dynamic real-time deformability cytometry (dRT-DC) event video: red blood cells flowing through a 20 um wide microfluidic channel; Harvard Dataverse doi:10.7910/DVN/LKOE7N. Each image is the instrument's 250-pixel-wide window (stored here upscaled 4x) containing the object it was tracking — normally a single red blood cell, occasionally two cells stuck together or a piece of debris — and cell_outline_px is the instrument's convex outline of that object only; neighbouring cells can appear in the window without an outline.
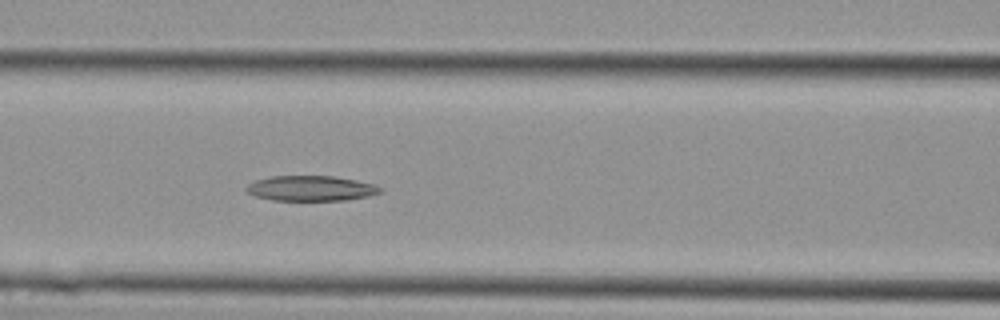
{"species": "Egyptian fruit bat (a non-hibernating species)", "species_latin": "Rousettus aegyptiacus", "temperature_condition": "cold", "stored_images_in_passage": 13, "camera_frame_rate_fps": 3000, "um_per_image_px": 0.085, "animal": {"sex": "female"}, "frame": {"image": 1, "passage_image": 13, "time_ms": 4.0, "image_size_px": [1000, 320], "cell_outline_px": [[384, 192], [368, 196], [348, 200], [272, 200], [256, 196], [248, 192], [244, 188], [248, 184], [256, 180], [272, 176], [332, 176], [356, 180], [372, 184], [384, 188]], "centroid_in_image_um": [26.46, 16.01], "position_along_channel_um": 140.1, "area_um2": 19.65}}